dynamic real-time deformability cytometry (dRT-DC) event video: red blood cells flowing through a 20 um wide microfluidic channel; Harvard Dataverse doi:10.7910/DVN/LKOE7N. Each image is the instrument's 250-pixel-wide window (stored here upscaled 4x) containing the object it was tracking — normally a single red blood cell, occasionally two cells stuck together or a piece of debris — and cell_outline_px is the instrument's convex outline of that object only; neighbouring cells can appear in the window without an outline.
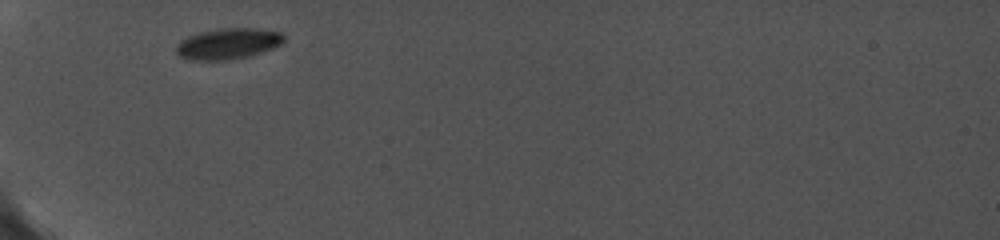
{"species": "common noctule bat (a hibernating species)", "species_latin": "Nyctalus noctula", "temperature_condition": "cold", "stored_images_in_passage": 26, "camera_frame_rate_fps": 5000, "um_per_image_px": 0.085, "animal": {"sex": "female", "body_mass_g": 19.0, "forearm_length_mm": 56.7}, "frame": {"image": 1, "passage_image": 1, "time_ms": 0.0, "image_size_px": [1000, 240], "cell_outline_px": [[284, 40], [280, 44], [272, 48], [248, 56], [228, 60], [192, 60], [180, 56], [176, 52], [176, 44], [180, 40], [188, 36], [200, 32], [220, 28], [256, 28], [280, 32], [284, 36]], "centroid_in_image_um": [19.35, 3.71], "position_along_channel_um": 65.6, "area_um2": 19.31}}
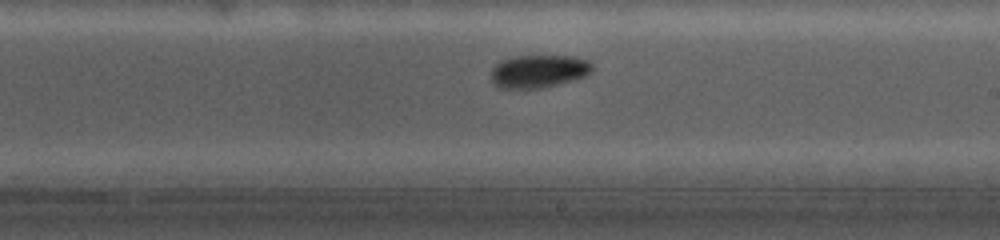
{"frame": {"image": 2, "passage_image": 13, "time_ms": 5.0, "image_size_px": [1000, 240], "cell_outline_px": [[592, 72], [584, 76], [572, 80], [540, 88], [508, 88], [496, 84], [492, 80], [492, 68], [500, 60], [512, 56], [576, 56], [588, 60], [592, 64]], "centroid_in_image_um": [45.81, 6.03], "position_along_channel_um": 243.2, "area_um2": 19.19}}
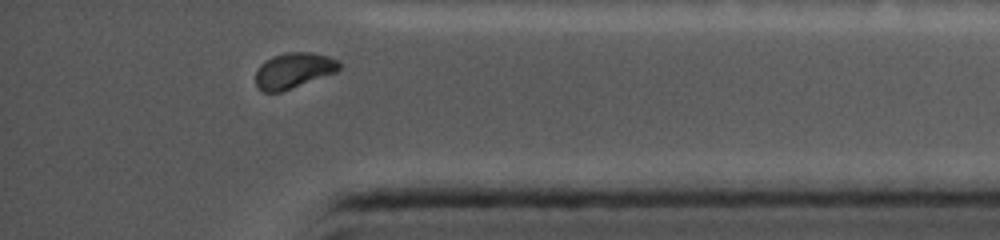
{"frame": {"image": 3, "passage_image": 24, "time_ms": 9.4, "image_size_px": [1000, 240], "cell_outline_px": [[340, 68], [336, 72], [280, 92], [264, 92], [256, 84], [256, 72], [260, 64], [272, 56], [288, 52], [312, 52], [328, 56], [340, 60]], "centroid_in_image_um": [24.97, 5.97], "position_along_channel_um": 410.2, "area_um2": 17.22}}